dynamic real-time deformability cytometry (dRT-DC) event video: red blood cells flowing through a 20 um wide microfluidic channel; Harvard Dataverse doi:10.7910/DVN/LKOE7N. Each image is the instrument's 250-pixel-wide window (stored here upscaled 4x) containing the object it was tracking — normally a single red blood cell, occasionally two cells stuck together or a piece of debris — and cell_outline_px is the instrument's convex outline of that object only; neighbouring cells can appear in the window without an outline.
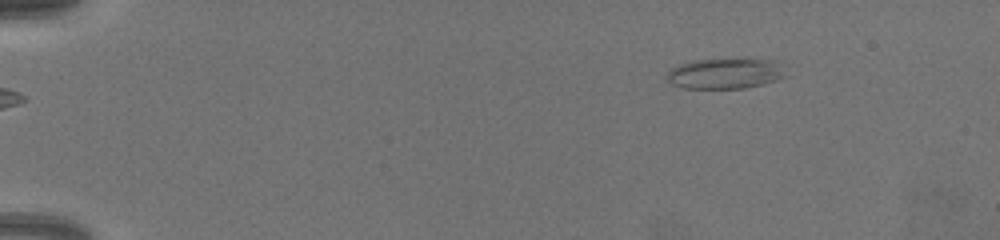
{"species": "common noctule bat (a hibernating species)", "species_latin": "Nyctalus noctula", "temperature_condition": "warm", "stored_images_in_passage": 58, "camera_frame_rate_fps": 3000, "um_per_image_px": 0.085, "animal": {"sex": "female", "body_mass_g": 19.5, "forearm_length_mm": 54.1}, "frame": {"image": 1, "passage_image": 1, "time_ms": 0.0, "image_size_px": [1000, 240], "cell_outline_px": [[788, 76], [764, 84], [744, 88], [684, 88], [672, 84], [668, 80], [668, 72], [672, 68], [680, 64], [692, 60], [784, 60]], "centroid_in_image_um": [61.76, 6.25], "position_along_channel_um": 23.2, "area_um2": 21.21}}
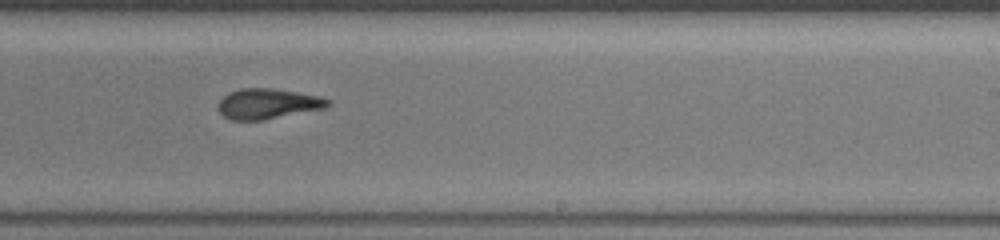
{"frame": {"image": 2, "passage_image": 35, "time_ms": 11.333, "image_size_px": [1000, 240], "cell_outline_px": [[332, 104], [328, 108], [264, 120], [232, 120], [224, 116], [216, 108], [216, 104], [228, 92], [240, 88], [272, 88], [320, 96], [332, 100]], "centroid_in_image_um": [22.79, 8.82], "position_along_channel_um": 266.2, "area_um2": 19.77}}
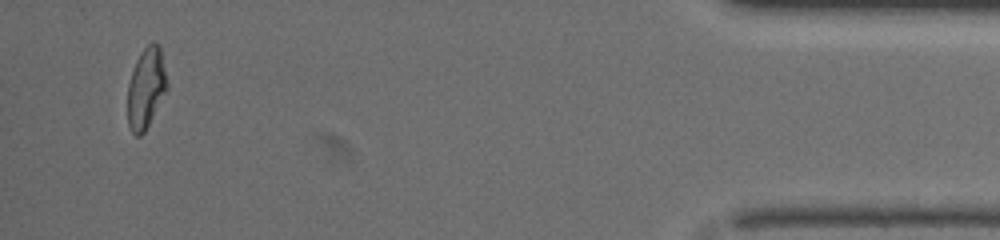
{"frame": {"image": 3, "passage_image": 56, "time_ms": 18.333, "image_size_px": [1000, 240], "cell_outline_px": [[168, 88], [144, 132], [140, 136], [136, 136], [132, 132], [128, 124], [128, 84], [136, 60], [140, 52], [148, 44], [160, 44], [168, 84]], "centroid_in_image_um": [12.42, 7.48], "position_along_channel_um": 422.8, "area_um2": 18.38}}